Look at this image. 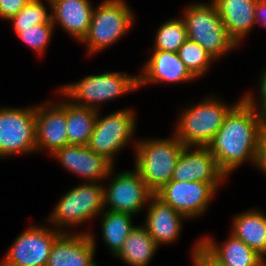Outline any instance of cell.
Returning <instances> with one entry per match:
<instances>
[{
	"mask_svg": "<svg viewBox=\"0 0 266 266\" xmlns=\"http://www.w3.org/2000/svg\"><path fill=\"white\" fill-rule=\"evenodd\" d=\"M265 127L266 117L242 98L225 116L207 148L227 176L245 161L255 165L259 138Z\"/></svg>",
	"mask_w": 266,
	"mask_h": 266,
	"instance_id": "obj_1",
	"label": "cell"
},
{
	"mask_svg": "<svg viewBox=\"0 0 266 266\" xmlns=\"http://www.w3.org/2000/svg\"><path fill=\"white\" fill-rule=\"evenodd\" d=\"M135 143V170L155 194L172 178L177 159L185 147L175 134L166 139H141Z\"/></svg>",
	"mask_w": 266,
	"mask_h": 266,
	"instance_id": "obj_2",
	"label": "cell"
},
{
	"mask_svg": "<svg viewBox=\"0 0 266 266\" xmlns=\"http://www.w3.org/2000/svg\"><path fill=\"white\" fill-rule=\"evenodd\" d=\"M188 39L197 42L215 60L238 45L229 36L214 2H197L185 8L183 17Z\"/></svg>",
	"mask_w": 266,
	"mask_h": 266,
	"instance_id": "obj_3",
	"label": "cell"
},
{
	"mask_svg": "<svg viewBox=\"0 0 266 266\" xmlns=\"http://www.w3.org/2000/svg\"><path fill=\"white\" fill-rule=\"evenodd\" d=\"M138 75L124 72H105L61 86L59 93L72 103L99 111L100 104L138 89Z\"/></svg>",
	"mask_w": 266,
	"mask_h": 266,
	"instance_id": "obj_4",
	"label": "cell"
},
{
	"mask_svg": "<svg viewBox=\"0 0 266 266\" xmlns=\"http://www.w3.org/2000/svg\"><path fill=\"white\" fill-rule=\"evenodd\" d=\"M236 104L229 106L213 96L205 98L197 105L182 110L174 134L184 146L207 147Z\"/></svg>",
	"mask_w": 266,
	"mask_h": 266,
	"instance_id": "obj_5",
	"label": "cell"
},
{
	"mask_svg": "<svg viewBox=\"0 0 266 266\" xmlns=\"http://www.w3.org/2000/svg\"><path fill=\"white\" fill-rule=\"evenodd\" d=\"M133 10L125 0H105L94 8L91 24L81 43L88 46L93 55L109 48L130 30L134 22Z\"/></svg>",
	"mask_w": 266,
	"mask_h": 266,
	"instance_id": "obj_6",
	"label": "cell"
},
{
	"mask_svg": "<svg viewBox=\"0 0 266 266\" xmlns=\"http://www.w3.org/2000/svg\"><path fill=\"white\" fill-rule=\"evenodd\" d=\"M103 186L98 182H83L67 191L48 217V223L56 226L62 233H68L63 230L64 227H77L99 216L104 210Z\"/></svg>",
	"mask_w": 266,
	"mask_h": 266,
	"instance_id": "obj_7",
	"label": "cell"
},
{
	"mask_svg": "<svg viewBox=\"0 0 266 266\" xmlns=\"http://www.w3.org/2000/svg\"><path fill=\"white\" fill-rule=\"evenodd\" d=\"M99 111L88 147L96 154L104 156L114 165V156L133 138L136 129L135 113L121 109L101 117Z\"/></svg>",
	"mask_w": 266,
	"mask_h": 266,
	"instance_id": "obj_8",
	"label": "cell"
},
{
	"mask_svg": "<svg viewBox=\"0 0 266 266\" xmlns=\"http://www.w3.org/2000/svg\"><path fill=\"white\" fill-rule=\"evenodd\" d=\"M35 151V107H0V158Z\"/></svg>",
	"mask_w": 266,
	"mask_h": 266,
	"instance_id": "obj_9",
	"label": "cell"
},
{
	"mask_svg": "<svg viewBox=\"0 0 266 266\" xmlns=\"http://www.w3.org/2000/svg\"><path fill=\"white\" fill-rule=\"evenodd\" d=\"M114 167L110 170L108 177L110 184L103 186L104 189V209L128 213L139 214L154 193L148 188L140 174L134 171L113 173Z\"/></svg>",
	"mask_w": 266,
	"mask_h": 266,
	"instance_id": "obj_10",
	"label": "cell"
},
{
	"mask_svg": "<svg viewBox=\"0 0 266 266\" xmlns=\"http://www.w3.org/2000/svg\"><path fill=\"white\" fill-rule=\"evenodd\" d=\"M62 234L43 226H29L15 241L1 261L0 266H47L50 250Z\"/></svg>",
	"mask_w": 266,
	"mask_h": 266,
	"instance_id": "obj_11",
	"label": "cell"
},
{
	"mask_svg": "<svg viewBox=\"0 0 266 266\" xmlns=\"http://www.w3.org/2000/svg\"><path fill=\"white\" fill-rule=\"evenodd\" d=\"M216 192L209 183L170 180L155 195L189 219L205 213Z\"/></svg>",
	"mask_w": 266,
	"mask_h": 266,
	"instance_id": "obj_12",
	"label": "cell"
},
{
	"mask_svg": "<svg viewBox=\"0 0 266 266\" xmlns=\"http://www.w3.org/2000/svg\"><path fill=\"white\" fill-rule=\"evenodd\" d=\"M226 177L207 147L185 146L177 159L171 180L209 183L217 191Z\"/></svg>",
	"mask_w": 266,
	"mask_h": 266,
	"instance_id": "obj_13",
	"label": "cell"
},
{
	"mask_svg": "<svg viewBox=\"0 0 266 266\" xmlns=\"http://www.w3.org/2000/svg\"><path fill=\"white\" fill-rule=\"evenodd\" d=\"M47 102L35 106L36 149L46 150L50 155L68 143L66 128V101Z\"/></svg>",
	"mask_w": 266,
	"mask_h": 266,
	"instance_id": "obj_14",
	"label": "cell"
},
{
	"mask_svg": "<svg viewBox=\"0 0 266 266\" xmlns=\"http://www.w3.org/2000/svg\"><path fill=\"white\" fill-rule=\"evenodd\" d=\"M53 158L69 172L87 179L85 182H102L114 165L104 156L96 154L87 145L69 144L58 149Z\"/></svg>",
	"mask_w": 266,
	"mask_h": 266,
	"instance_id": "obj_15",
	"label": "cell"
},
{
	"mask_svg": "<svg viewBox=\"0 0 266 266\" xmlns=\"http://www.w3.org/2000/svg\"><path fill=\"white\" fill-rule=\"evenodd\" d=\"M62 233L53 243L47 266H98L96 243L91 232Z\"/></svg>",
	"mask_w": 266,
	"mask_h": 266,
	"instance_id": "obj_16",
	"label": "cell"
},
{
	"mask_svg": "<svg viewBox=\"0 0 266 266\" xmlns=\"http://www.w3.org/2000/svg\"><path fill=\"white\" fill-rule=\"evenodd\" d=\"M195 77L179 59L178 53L164 50H153L146 61L141 74L138 75V87L150 83H181L193 81Z\"/></svg>",
	"mask_w": 266,
	"mask_h": 266,
	"instance_id": "obj_17",
	"label": "cell"
},
{
	"mask_svg": "<svg viewBox=\"0 0 266 266\" xmlns=\"http://www.w3.org/2000/svg\"><path fill=\"white\" fill-rule=\"evenodd\" d=\"M147 206L144 227L158 246L175 242L182 231L183 214L164 203L155 194Z\"/></svg>",
	"mask_w": 266,
	"mask_h": 266,
	"instance_id": "obj_18",
	"label": "cell"
},
{
	"mask_svg": "<svg viewBox=\"0 0 266 266\" xmlns=\"http://www.w3.org/2000/svg\"><path fill=\"white\" fill-rule=\"evenodd\" d=\"M52 10V23L59 24L63 30L78 42L86 37L95 7L89 0H46Z\"/></svg>",
	"mask_w": 266,
	"mask_h": 266,
	"instance_id": "obj_19",
	"label": "cell"
},
{
	"mask_svg": "<svg viewBox=\"0 0 266 266\" xmlns=\"http://www.w3.org/2000/svg\"><path fill=\"white\" fill-rule=\"evenodd\" d=\"M229 36L239 46L256 24L255 7L258 0H212Z\"/></svg>",
	"mask_w": 266,
	"mask_h": 266,
	"instance_id": "obj_20",
	"label": "cell"
},
{
	"mask_svg": "<svg viewBox=\"0 0 266 266\" xmlns=\"http://www.w3.org/2000/svg\"><path fill=\"white\" fill-rule=\"evenodd\" d=\"M200 244L223 266H266V260L232 233L220 246L205 236Z\"/></svg>",
	"mask_w": 266,
	"mask_h": 266,
	"instance_id": "obj_21",
	"label": "cell"
},
{
	"mask_svg": "<svg viewBox=\"0 0 266 266\" xmlns=\"http://www.w3.org/2000/svg\"><path fill=\"white\" fill-rule=\"evenodd\" d=\"M232 225L231 233L266 260V215L263 211L252 209L236 214Z\"/></svg>",
	"mask_w": 266,
	"mask_h": 266,
	"instance_id": "obj_22",
	"label": "cell"
},
{
	"mask_svg": "<svg viewBox=\"0 0 266 266\" xmlns=\"http://www.w3.org/2000/svg\"><path fill=\"white\" fill-rule=\"evenodd\" d=\"M158 247L145 227L135 226L114 257L129 266H147Z\"/></svg>",
	"mask_w": 266,
	"mask_h": 266,
	"instance_id": "obj_23",
	"label": "cell"
},
{
	"mask_svg": "<svg viewBox=\"0 0 266 266\" xmlns=\"http://www.w3.org/2000/svg\"><path fill=\"white\" fill-rule=\"evenodd\" d=\"M66 128L68 143L88 145L96 123L97 110L78 106L66 98Z\"/></svg>",
	"mask_w": 266,
	"mask_h": 266,
	"instance_id": "obj_24",
	"label": "cell"
},
{
	"mask_svg": "<svg viewBox=\"0 0 266 266\" xmlns=\"http://www.w3.org/2000/svg\"><path fill=\"white\" fill-rule=\"evenodd\" d=\"M105 211V212H104ZM104 213V214H103ZM103 241L115 255L122 247L136 225L133 224V215L104 209L100 214Z\"/></svg>",
	"mask_w": 266,
	"mask_h": 266,
	"instance_id": "obj_25",
	"label": "cell"
},
{
	"mask_svg": "<svg viewBox=\"0 0 266 266\" xmlns=\"http://www.w3.org/2000/svg\"><path fill=\"white\" fill-rule=\"evenodd\" d=\"M153 50L178 52L179 48L188 39L184 20L173 18L165 21L157 29Z\"/></svg>",
	"mask_w": 266,
	"mask_h": 266,
	"instance_id": "obj_26",
	"label": "cell"
},
{
	"mask_svg": "<svg viewBox=\"0 0 266 266\" xmlns=\"http://www.w3.org/2000/svg\"><path fill=\"white\" fill-rule=\"evenodd\" d=\"M177 53L179 59L197 79L206 74L209 65L215 60L203 47L190 39L184 42Z\"/></svg>",
	"mask_w": 266,
	"mask_h": 266,
	"instance_id": "obj_27",
	"label": "cell"
},
{
	"mask_svg": "<svg viewBox=\"0 0 266 266\" xmlns=\"http://www.w3.org/2000/svg\"><path fill=\"white\" fill-rule=\"evenodd\" d=\"M8 21L12 22L13 28H28L38 24H53L52 16L41 0H29L23 9Z\"/></svg>",
	"mask_w": 266,
	"mask_h": 266,
	"instance_id": "obj_28",
	"label": "cell"
},
{
	"mask_svg": "<svg viewBox=\"0 0 266 266\" xmlns=\"http://www.w3.org/2000/svg\"><path fill=\"white\" fill-rule=\"evenodd\" d=\"M54 28L53 24H38L28 28H14V31L22 42L41 55L48 47Z\"/></svg>",
	"mask_w": 266,
	"mask_h": 266,
	"instance_id": "obj_29",
	"label": "cell"
},
{
	"mask_svg": "<svg viewBox=\"0 0 266 266\" xmlns=\"http://www.w3.org/2000/svg\"><path fill=\"white\" fill-rule=\"evenodd\" d=\"M259 97L260 102L255 101L252 93H246L242 99L250 106L253 107L258 113L266 117V68L264 69L259 80Z\"/></svg>",
	"mask_w": 266,
	"mask_h": 266,
	"instance_id": "obj_30",
	"label": "cell"
},
{
	"mask_svg": "<svg viewBox=\"0 0 266 266\" xmlns=\"http://www.w3.org/2000/svg\"><path fill=\"white\" fill-rule=\"evenodd\" d=\"M191 256L193 266H223L200 244V241L195 242Z\"/></svg>",
	"mask_w": 266,
	"mask_h": 266,
	"instance_id": "obj_31",
	"label": "cell"
},
{
	"mask_svg": "<svg viewBox=\"0 0 266 266\" xmlns=\"http://www.w3.org/2000/svg\"><path fill=\"white\" fill-rule=\"evenodd\" d=\"M29 0H0V18L9 20L16 15Z\"/></svg>",
	"mask_w": 266,
	"mask_h": 266,
	"instance_id": "obj_32",
	"label": "cell"
},
{
	"mask_svg": "<svg viewBox=\"0 0 266 266\" xmlns=\"http://www.w3.org/2000/svg\"><path fill=\"white\" fill-rule=\"evenodd\" d=\"M255 167L266 175V127L263 129L259 138Z\"/></svg>",
	"mask_w": 266,
	"mask_h": 266,
	"instance_id": "obj_33",
	"label": "cell"
},
{
	"mask_svg": "<svg viewBox=\"0 0 266 266\" xmlns=\"http://www.w3.org/2000/svg\"><path fill=\"white\" fill-rule=\"evenodd\" d=\"M256 23L266 26V0H258L255 7Z\"/></svg>",
	"mask_w": 266,
	"mask_h": 266,
	"instance_id": "obj_34",
	"label": "cell"
}]
</instances>
